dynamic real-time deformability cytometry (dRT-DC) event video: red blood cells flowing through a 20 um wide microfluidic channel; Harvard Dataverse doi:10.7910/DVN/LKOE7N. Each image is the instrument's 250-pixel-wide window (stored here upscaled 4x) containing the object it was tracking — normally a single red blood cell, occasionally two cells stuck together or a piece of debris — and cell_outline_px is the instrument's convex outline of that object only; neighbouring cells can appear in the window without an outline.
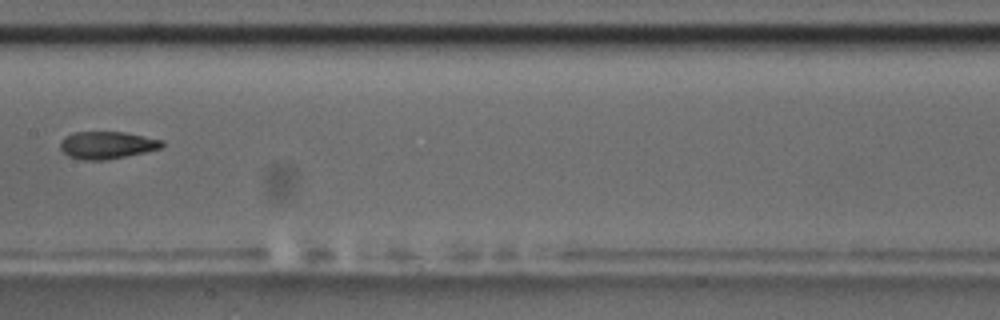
{"species": "common noctule bat (a hibernating species)", "species_latin": "Nyctalus noctula", "temperature_condition": "room temperature", "stored_images_in_passage": 5, "camera_frame_rate_fps": 3000, "um_per_image_px": 0.085, "animal": {"sex": "male", "body_mass_g": 17.5, "forearm_length_mm": 52.3}, "frame": {"image": 1, "passage_image": 5, "time_ms": 4.667, "image_size_px": [1000, 320], "cell_outline_px": [[164, 144], [160, 148], [144, 152], [104, 160], [84, 160], [68, 156], [60, 148], [60, 140], [64, 136], [72, 132], [124, 132], [164, 140]], "centroid_in_image_um": [9.06, 12.32], "position_along_channel_um": 198.3, "area_um2": 16.18}}